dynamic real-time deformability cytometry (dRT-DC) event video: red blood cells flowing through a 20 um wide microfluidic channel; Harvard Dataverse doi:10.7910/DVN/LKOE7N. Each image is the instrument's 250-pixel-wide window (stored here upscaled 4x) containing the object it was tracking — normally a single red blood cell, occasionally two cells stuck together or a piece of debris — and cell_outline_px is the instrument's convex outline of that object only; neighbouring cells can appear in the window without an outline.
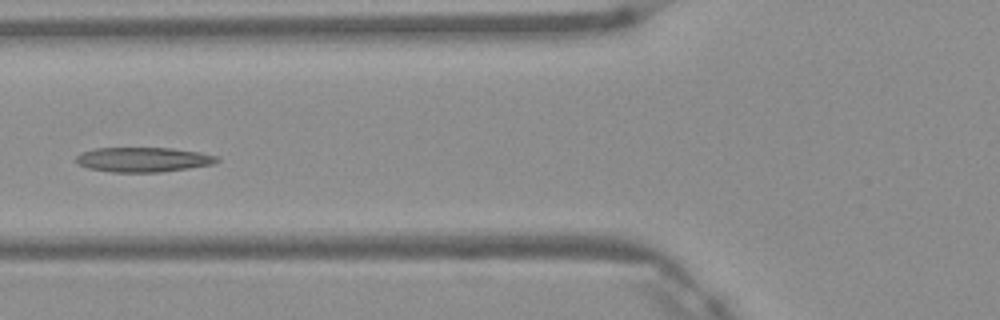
{"species": "Egyptian fruit bat (a non-hibernating species)", "species_latin": "Rousettus aegyptiacus", "temperature_condition": "warm", "stored_images_in_passage": 5, "camera_frame_rate_fps": 3000, "um_per_image_px": 0.085, "frame": {"image": 1, "passage_image": 5, "time_ms": 1.333, "image_size_px": [1000, 320], "cell_outline_px": [[220, 160], [212, 164], [188, 168], [160, 172], [112, 172], [88, 168], [76, 164], [76, 156], [80, 152], [96, 148], [172, 148], [200, 152], [216, 156]], "centroid_in_image_um": [12.13, 13.56], "position_along_channel_um": 113.7, "area_um2": 20.29}}